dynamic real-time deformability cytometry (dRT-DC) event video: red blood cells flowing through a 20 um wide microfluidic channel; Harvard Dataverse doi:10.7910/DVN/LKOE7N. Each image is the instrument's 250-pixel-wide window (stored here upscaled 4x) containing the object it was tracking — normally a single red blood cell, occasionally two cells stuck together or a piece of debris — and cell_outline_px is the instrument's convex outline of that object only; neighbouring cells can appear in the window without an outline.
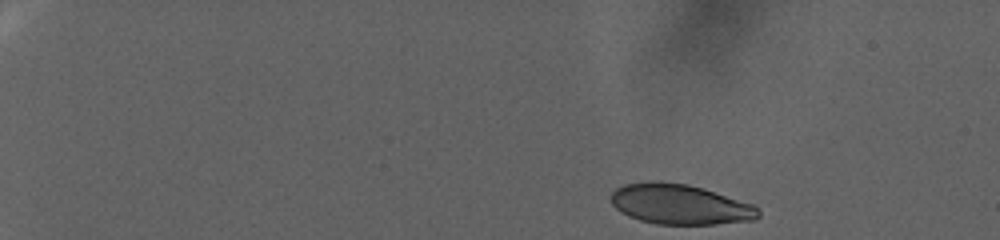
{"species": "human", "species_latin": "Homo sapiens", "temperature_condition": "warm", "stored_images_in_passage": 82, "camera_frame_rate_fps": 3000, "um_per_image_px": 0.085, "donor": {"sex": "female"}, "frame": {"image": 1, "passage_image": 1, "time_ms": 0.0, "image_size_px": [1000, 240], "cell_outline_px": [[760, 216], [756, 220], [716, 224], [656, 224], [640, 220], [628, 216], [616, 208], [612, 204], [612, 192], [616, 188], [624, 184], [656, 180], [688, 184], [752, 204], [760, 212]], "centroid_in_image_um": [57.78, 17.37], "position_along_channel_um": 27.2, "area_um2": 34.33}}
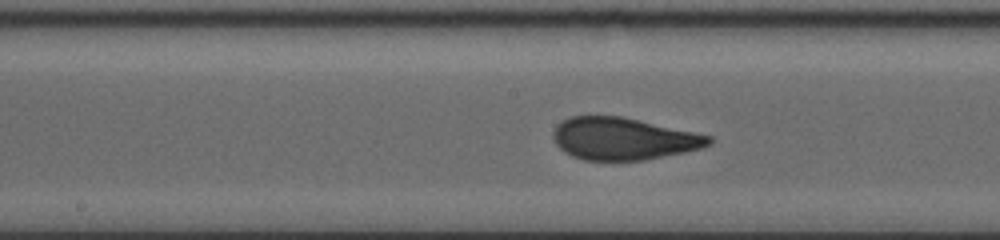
{"frame": {"image": 2, "passage_image": 43, "time_ms": 14.0, "image_size_px": [1000, 240], "cell_outline_px": [[712, 144], [700, 148], [684, 152], [644, 160], [584, 160], [572, 156], [564, 152], [552, 140], [552, 132], [564, 120], [572, 116], [620, 116], [712, 136]], "centroid_in_image_um": [52.97, 11.8], "position_along_channel_um": 195.2, "area_um2": 37.97}}
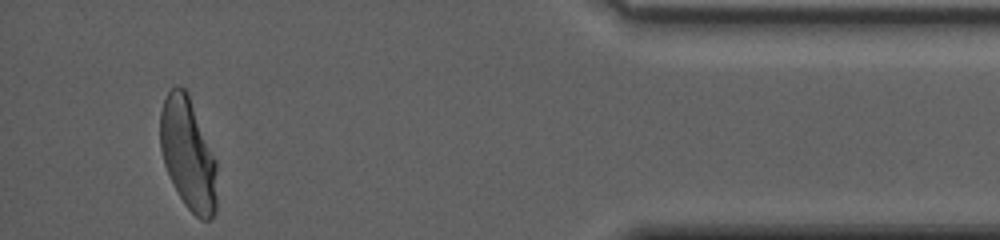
{"frame": {"image": 3, "passage_image": 78, "time_ms": 25.667, "image_size_px": [1000, 240], "cell_outline_px": [[216, 212], [212, 220], [200, 220], [184, 204], [164, 164], [160, 148], [160, 112], [164, 100], [168, 92], [176, 84], [180, 84], [188, 92], [216, 160]], "centroid_in_image_um": [15.99, 13.07], "position_along_channel_um": 419.2, "area_um2": 36.99}, "authors_computed_cell_mechanics": {"area_um2": 37.7145, "velocity_mm_per_s": 2.2741, "shape_relaxation_time_tau1_ms": 8.7396, "shape_relaxation_time_tau2_ms": null, "deformation_change_tau1": 0.2239, "deformation_change_tau2": null}}